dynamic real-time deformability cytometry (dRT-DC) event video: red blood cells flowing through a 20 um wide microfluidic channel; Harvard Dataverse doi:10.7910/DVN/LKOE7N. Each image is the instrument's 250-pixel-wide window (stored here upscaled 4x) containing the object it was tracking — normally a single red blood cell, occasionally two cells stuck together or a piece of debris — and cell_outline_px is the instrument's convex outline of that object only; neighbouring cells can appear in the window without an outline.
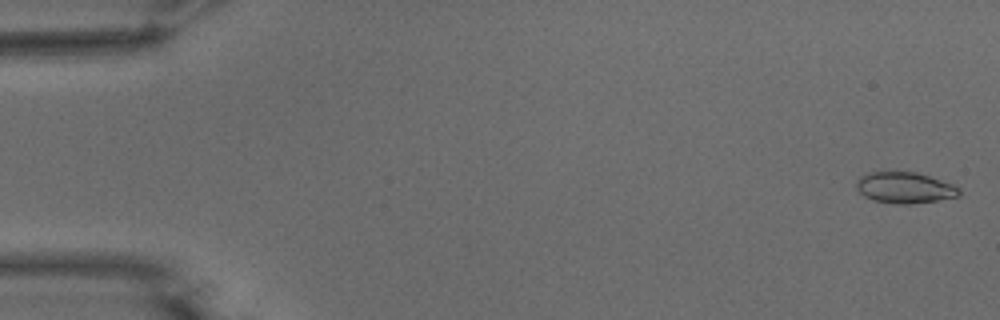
{"species": "common noctule bat (a hibernating species)", "species_latin": "Nyctalus noctula", "temperature_condition": "warm", "stored_images_in_passage": 54, "camera_frame_rate_fps": 3000, "um_per_image_px": 0.085, "animal": {"sex": "male", "body_mass_g": 15.6}, "frame": {"image": 1, "passage_image": 2, "time_ms": 0.333, "image_size_px": [1000, 320], "cell_outline_px": [[960, 196], [936, 200], [908, 204], [896, 204], [872, 200], [864, 196], [856, 188], [856, 180], [860, 176], [872, 172], [916, 172], [952, 184], [960, 188]], "centroid_in_image_um": [76.88, 15.96], "position_along_channel_um": 8.1, "area_um2": 18.5}}
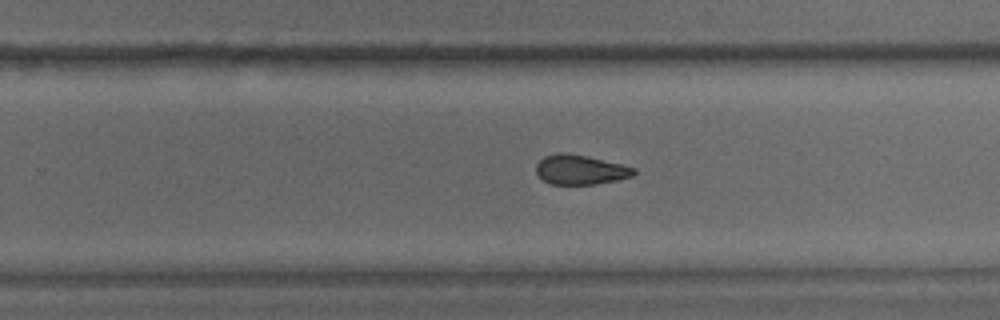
{"frame": {"image": 2, "passage_image": 35, "time_ms": 11.333, "image_size_px": [1000, 320], "cell_outline_px": [[636, 172], [632, 176], [616, 180], [596, 184], [552, 184], [544, 180], [536, 172], [536, 164], [544, 156], [560, 152], [564, 152], [584, 156], [620, 164], [636, 168]], "centroid_in_image_um": [49.31, 14.43], "position_along_channel_um": 280.5, "area_um2": 16.59}}
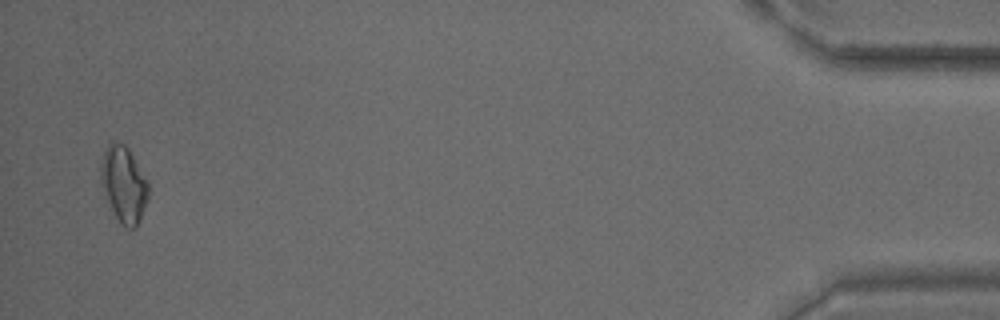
{"frame": {"image": 3, "passage_image": 53, "time_ms": 17.333, "image_size_px": [1000, 320], "cell_outline_px": [[148, 196], [136, 228], [128, 228], [120, 224], [104, 196], [100, 184], [100, 164], [104, 152], [108, 144], [112, 140], [116, 140], [124, 144], [128, 148], [148, 180]], "centroid_in_image_um": [10.49, 15.64], "position_along_channel_um": 424.7, "area_um2": 21.27}, "authors_computed_cell_mechanics": {"area_um2": 18.0625, "velocity_mm_per_s": 3.7784, "shape_relaxation_time_tau1_ms": 9.5135, "shape_relaxation_time_tau2_ms": 2.1473, "deformation_change_tau1": 0.1751, "deformation_change_tau2": 0.0805}}